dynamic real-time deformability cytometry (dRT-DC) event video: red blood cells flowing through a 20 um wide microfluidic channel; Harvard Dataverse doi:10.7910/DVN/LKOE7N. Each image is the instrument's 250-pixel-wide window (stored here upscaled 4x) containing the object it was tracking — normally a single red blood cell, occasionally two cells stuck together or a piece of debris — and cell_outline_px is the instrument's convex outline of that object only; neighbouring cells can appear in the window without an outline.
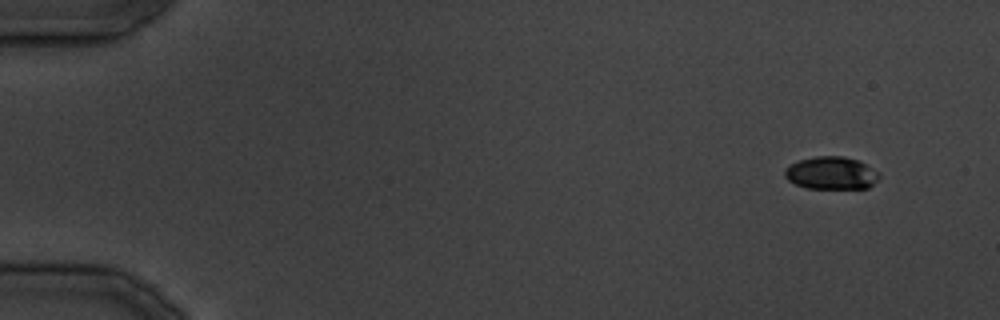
{"species": "common noctule bat (a hibernating species)", "species_latin": "Nyctalus noctula", "temperature_condition": "cold", "stored_images_in_passage": 35, "camera_frame_rate_fps": 3000, "um_per_image_px": 0.085, "animal": {"sex": "male", "body_mass_g": 19.5, "forearm_length_mm": 54.6}, "frame": {"image": 1, "passage_image": 1, "time_ms": 0.0, "image_size_px": [1000, 320], "cell_outline_px": [[880, 176], [868, 188], [808, 188], [796, 184], [788, 180], [784, 176], [784, 172], [792, 164], [800, 160], [816, 156], [844, 156], [856, 160], [880, 172]], "centroid_in_image_um": [70.67, 14.71], "position_along_channel_um": 14.3, "area_um2": 17.69}}
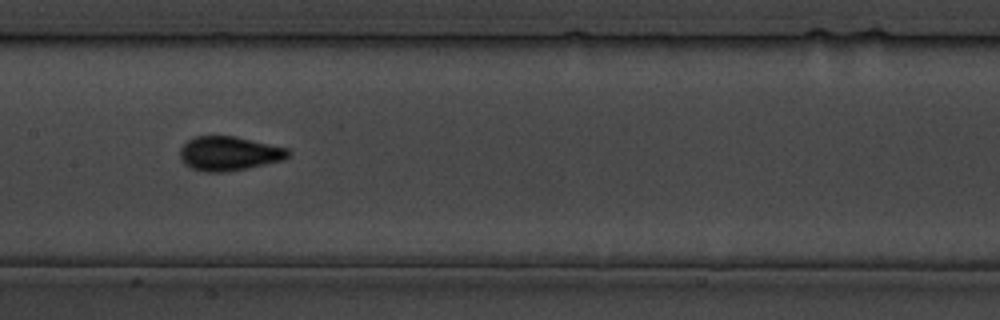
{"frame": {"image": 2, "passage_image": 17, "time_ms": 19.333, "image_size_px": [1000, 320], "cell_outline_px": [[292, 152], [284, 160], [224, 172], [204, 172], [192, 168], [184, 164], [180, 156], [180, 148], [192, 136], [236, 136], [288, 148]], "centroid_in_image_um": [19.46, 13.03], "position_along_channel_um": 187.9, "area_um2": 21.56}}
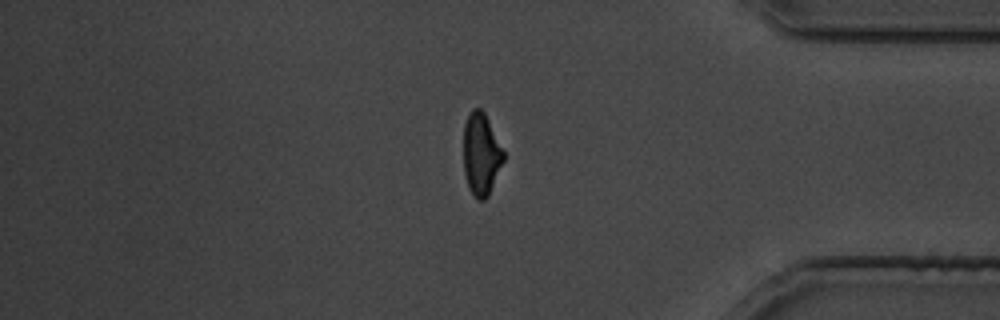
{"frame": {"image": 3, "passage_image": 29, "time_ms": 34.0, "image_size_px": [1000, 320], "cell_outline_px": [[504, 160], [488, 196], [484, 200], [476, 200], [468, 188], [464, 172], [464, 124], [472, 108], [480, 108], [484, 112], [504, 152]], "centroid_in_image_um": [40.88, 13.13], "position_along_channel_um": 394.3, "area_um2": 19.07}}